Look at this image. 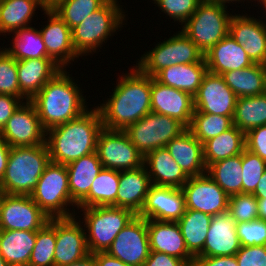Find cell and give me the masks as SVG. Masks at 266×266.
Segmentation results:
<instances>
[{
    "instance_id": "obj_31",
    "label": "cell",
    "mask_w": 266,
    "mask_h": 266,
    "mask_svg": "<svg viewBox=\"0 0 266 266\" xmlns=\"http://www.w3.org/2000/svg\"><path fill=\"white\" fill-rule=\"evenodd\" d=\"M45 11L49 4L45 0H0V33H14L28 28L36 8Z\"/></svg>"
},
{
    "instance_id": "obj_18",
    "label": "cell",
    "mask_w": 266,
    "mask_h": 266,
    "mask_svg": "<svg viewBox=\"0 0 266 266\" xmlns=\"http://www.w3.org/2000/svg\"><path fill=\"white\" fill-rule=\"evenodd\" d=\"M151 112L172 117L189 128L194 113V98L151 77Z\"/></svg>"
},
{
    "instance_id": "obj_60",
    "label": "cell",
    "mask_w": 266,
    "mask_h": 266,
    "mask_svg": "<svg viewBox=\"0 0 266 266\" xmlns=\"http://www.w3.org/2000/svg\"><path fill=\"white\" fill-rule=\"evenodd\" d=\"M258 3H260L261 4V6H262V4H263V8L265 9V13H266V0H259L258 1ZM266 15V14H265ZM266 25V24H265Z\"/></svg>"
},
{
    "instance_id": "obj_56",
    "label": "cell",
    "mask_w": 266,
    "mask_h": 266,
    "mask_svg": "<svg viewBox=\"0 0 266 266\" xmlns=\"http://www.w3.org/2000/svg\"><path fill=\"white\" fill-rule=\"evenodd\" d=\"M65 266H97L93 254H89L80 261L65 265Z\"/></svg>"
},
{
    "instance_id": "obj_51",
    "label": "cell",
    "mask_w": 266,
    "mask_h": 266,
    "mask_svg": "<svg viewBox=\"0 0 266 266\" xmlns=\"http://www.w3.org/2000/svg\"><path fill=\"white\" fill-rule=\"evenodd\" d=\"M20 104H22L20 97L0 94V131Z\"/></svg>"
},
{
    "instance_id": "obj_9",
    "label": "cell",
    "mask_w": 266,
    "mask_h": 266,
    "mask_svg": "<svg viewBox=\"0 0 266 266\" xmlns=\"http://www.w3.org/2000/svg\"><path fill=\"white\" fill-rule=\"evenodd\" d=\"M203 60V52L182 31H179L166 41L157 44L151 51L143 54L137 61L136 67L142 73L154 77L164 68L178 64L202 62Z\"/></svg>"
},
{
    "instance_id": "obj_29",
    "label": "cell",
    "mask_w": 266,
    "mask_h": 266,
    "mask_svg": "<svg viewBox=\"0 0 266 266\" xmlns=\"http://www.w3.org/2000/svg\"><path fill=\"white\" fill-rule=\"evenodd\" d=\"M208 72L205 60L190 64L173 65L159 71L153 78L159 83L182 90L194 97Z\"/></svg>"
},
{
    "instance_id": "obj_25",
    "label": "cell",
    "mask_w": 266,
    "mask_h": 266,
    "mask_svg": "<svg viewBox=\"0 0 266 266\" xmlns=\"http://www.w3.org/2000/svg\"><path fill=\"white\" fill-rule=\"evenodd\" d=\"M151 186L152 183L144 165L134 170L120 171L116 207L130 209L138 215Z\"/></svg>"
},
{
    "instance_id": "obj_57",
    "label": "cell",
    "mask_w": 266,
    "mask_h": 266,
    "mask_svg": "<svg viewBox=\"0 0 266 266\" xmlns=\"http://www.w3.org/2000/svg\"><path fill=\"white\" fill-rule=\"evenodd\" d=\"M258 219L266 221V199H257Z\"/></svg>"
},
{
    "instance_id": "obj_27",
    "label": "cell",
    "mask_w": 266,
    "mask_h": 266,
    "mask_svg": "<svg viewBox=\"0 0 266 266\" xmlns=\"http://www.w3.org/2000/svg\"><path fill=\"white\" fill-rule=\"evenodd\" d=\"M144 166L152 185L155 186L182 188L189 179L166 147L147 153L144 156Z\"/></svg>"
},
{
    "instance_id": "obj_38",
    "label": "cell",
    "mask_w": 266,
    "mask_h": 266,
    "mask_svg": "<svg viewBox=\"0 0 266 266\" xmlns=\"http://www.w3.org/2000/svg\"><path fill=\"white\" fill-rule=\"evenodd\" d=\"M233 125L244 134L256 127L266 125V93L252 97H238Z\"/></svg>"
},
{
    "instance_id": "obj_33",
    "label": "cell",
    "mask_w": 266,
    "mask_h": 266,
    "mask_svg": "<svg viewBox=\"0 0 266 266\" xmlns=\"http://www.w3.org/2000/svg\"><path fill=\"white\" fill-rule=\"evenodd\" d=\"M237 97H252L266 93V65L254 63L250 67L221 75Z\"/></svg>"
},
{
    "instance_id": "obj_41",
    "label": "cell",
    "mask_w": 266,
    "mask_h": 266,
    "mask_svg": "<svg viewBox=\"0 0 266 266\" xmlns=\"http://www.w3.org/2000/svg\"><path fill=\"white\" fill-rule=\"evenodd\" d=\"M233 126V116H222L194 110L189 130L202 144Z\"/></svg>"
},
{
    "instance_id": "obj_48",
    "label": "cell",
    "mask_w": 266,
    "mask_h": 266,
    "mask_svg": "<svg viewBox=\"0 0 266 266\" xmlns=\"http://www.w3.org/2000/svg\"><path fill=\"white\" fill-rule=\"evenodd\" d=\"M235 257L238 266H266V246H241Z\"/></svg>"
},
{
    "instance_id": "obj_21",
    "label": "cell",
    "mask_w": 266,
    "mask_h": 266,
    "mask_svg": "<svg viewBox=\"0 0 266 266\" xmlns=\"http://www.w3.org/2000/svg\"><path fill=\"white\" fill-rule=\"evenodd\" d=\"M48 17L47 25L39 30L44 41L47 55L62 69L79 58L72 43L71 29L65 22L50 8L44 11Z\"/></svg>"
},
{
    "instance_id": "obj_13",
    "label": "cell",
    "mask_w": 266,
    "mask_h": 266,
    "mask_svg": "<svg viewBox=\"0 0 266 266\" xmlns=\"http://www.w3.org/2000/svg\"><path fill=\"white\" fill-rule=\"evenodd\" d=\"M0 138L10 147L37 146L46 143V130L41 125L34 104L23 101L0 131Z\"/></svg>"
},
{
    "instance_id": "obj_30",
    "label": "cell",
    "mask_w": 266,
    "mask_h": 266,
    "mask_svg": "<svg viewBox=\"0 0 266 266\" xmlns=\"http://www.w3.org/2000/svg\"><path fill=\"white\" fill-rule=\"evenodd\" d=\"M71 199L78 205L88 194L103 166L97 152L66 165Z\"/></svg>"
},
{
    "instance_id": "obj_22",
    "label": "cell",
    "mask_w": 266,
    "mask_h": 266,
    "mask_svg": "<svg viewBox=\"0 0 266 266\" xmlns=\"http://www.w3.org/2000/svg\"><path fill=\"white\" fill-rule=\"evenodd\" d=\"M236 221L228 211L212 217L203 251L199 256H230L241 248Z\"/></svg>"
},
{
    "instance_id": "obj_42",
    "label": "cell",
    "mask_w": 266,
    "mask_h": 266,
    "mask_svg": "<svg viewBox=\"0 0 266 266\" xmlns=\"http://www.w3.org/2000/svg\"><path fill=\"white\" fill-rule=\"evenodd\" d=\"M56 218L36 231V242L29 259L30 266H55Z\"/></svg>"
},
{
    "instance_id": "obj_26",
    "label": "cell",
    "mask_w": 266,
    "mask_h": 266,
    "mask_svg": "<svg viewBox=\"0 0 266 266\" xmlns=\"http://www.w3.org/2000/svg\"><path fill=\"white\" fill-rule=\"evenodd\" d=\"M61 70L51 58L17 60L20 92L31 100Z\"/></svg>"
},
{
    "instance_id": "obj_6",
    "label": "cell",
    "mask_w": 266,
    "mask_h": 266,
    "mask_svg": "<svg viewBox=\"0 0 266 266\" xmlns=\"http://www.w3.org/2000/svg\"><path fill=\"white\" fill-rule=\"evenodd\" d=\"M30 197L49 218L76 216L66 208L68 205L77 206L70 196L66 165L50 162Z\"/></svg>"
},
{
    "instance_id": "obj_55",
    "label": "cell",
    "mask_w": 266,
    "mask_h": 266,
    "mask_svg": "<svg viewBox=\"0 0 266 266\" xmlns=\"http://www.w3.org/2000/svg\"><path fill=\"white\" fill-rule=\"evenodd\" d=\"M257 199H266V170L252 193Z\"/></svg>"
},
{
    "instance_id": "obj_7",
    "label": "cell",
    "mask_w": 266,
    "mask_h": 266,
    "mask_svg": "<svg viewBox=\"0 0 266 266\" xmlns=\"http://www.w3.org/2000/svg\"><path fill=\"white\" fill-rule=\"evenodd\" d=\"M80 209L84 213L83 227L87 228L85 235L90 254L106 252L117 234L136 216L130 209L114 206Z\"/></svg>"
},
{
    "instance_id": "obj_14",
    "label": "cell",
    "mask_w": 266,
    "mask_h": 266,
    "mask_svg": "<svg viewBox=\"0 0 266 266\" xmlns=\"http://www.w3.org/2000/svg\"><path fill=\"white\" fill-rule=\"evenodd\" d=\"M130 266H143L149 257L147 220L136 215L116 236L106 251Z\"/></svg>"
},
{
    "instance_id": "obj_61",
    "label": "cell",
    "mask_w": 266,
    "mask_h": 266,
    "mask_svg": "<svg viewBox=\"0 0 266 266\" xmlns=\"http://www.w3.org/2000/svg\"><path fill=\"white\" fill-rule=\"evenodd\" d=\"M48 4H50L53 0H45Z\"/></svg>"
},
{
    "instance_id": "obj_10",
    "label": "cell",
    "mask_w": 266,
    "mask_h": 266,
    "mask_svg": "<svg viewBox=\"0 0 266 266\" xmlns=\"http://www.w3.org/2000/svg\"><path fill=\"white\" fill-rule=\"evenodd\" d=\"M186 129L181 122L172 117L150 112L131 124L125 132L132 144L145 156L153 150L165 147Z\"/></svg>"
},
{
    "instance_id": "obj_28",
    "label": "cell",
    "mask_w": 266,
    "mask_h": 266,
    "mask_svg": "<svg viewBox=\"0 0 266 266\" xmlns=\"http://www.w3.org/2000/svg\"><path fill=\"white\" fill-rule=\"evenodd\" d=\"M165 147L189 177L206 173L203 144L194 137L188 128L173 138Z\"/></svg>"
},
{
    "instance_id": "obj_3",
    "label": "cell",
    "mask_w": 266,
    "mask_h": 266,
    "mask_svg": "<svg viewBox=\"0 0 266 266\" xmlns=\"http://www.w3.org/2000/svg\"><path fill=\"white\" fill-rule=\"evenodd\" d=\"M67 73L62 69L30 100L46 131L88 110L78 84Z\"/></svg>"
},
{
    "instance_id": "obj_1",
    "label": "cell",
    "mask_w": 266,
    "mask_h": 266,
    "mask_svg": "<svg viewBox=\"0 0 266 266\" xmlns=\"http://www.w3.org/2000/svg\"><path fill=\"white\" fill-rule=\"evenodd\" d=\"M124 75L116 83L111 98L97 106L103 128L108 130L125 131L151 112V76L136 66Z\"/></svg>"
},
{
    "instance_id": "obj_23",
    "label": "cell",
    "mask_w": 266,
    "mask_h": 266,
    "mask_svg": "<svg viewBox=\"0 0 266 266\" xmlns=\"http://www.w3.org/2000/svg\"><path fill=\"white\" fill-rule=\"evenodd\" d=\"M150 251L166 253L193 265L194 257L189 253L177 222L147 219Z\"/></svg>"
},
{
    "instance_id": "obj_8",
    "label": "cell",
    "mask_w": 266,
    "mask_h": 266,
    "mask_svg": "<svg viewBox=\"0 0 266 266\" xmlns=\"http://www.w3.org/2000/svg\"><path fill=\"white\" fill-rule=\"evenodd\" d=\"M227 7L203 0L182 25V32L205 54L229 34L232 14Z\"/></svg>"
},
{
    "instance_id": "obj_16",
    "label": "cell",
    "mask_w": 266,
    "mask_h": 266,
    "mask_svg": "<svg viewBox=\"0 0 266 266\" xmlns=\"http://www.w3.org/2000/svg\"><path fill=\"white\" fill-rule=\"evenodd\" d=\"M194 98V110L222 116H234L237 95L221 75L207 72Z\"/></svg>"
},
{
    "instance_id": "obj_20",
    "label": "cell",
    "mask_w": 266,
    "mask_h": 266,
    "mask_svg": "<svg viewBox=\"0 0 266 266\" xmlns=\"http://www.w3.org/2000/svg\"><path fill=\"white\" fill-rule=\"evenodd\" d=\"M265 22L251 16L233 15L229 34L242 45L253 63L266 65V25Z\"/></svg>"
},
{
    "instance_id": "obj_45",
    "label": "cell",
    "mask_w": 266,
    "mask_h": 266,
    "mask_svg": "<svg viewBox=\"0 0 266 266\" xmlns=\"http://www.w3.org/2000/svg\"><path fill=\"white\" fill-rule=\"evenodd\" d=\"M228 212L236 223L257 220V198L247 193L232 195L228 201Z\"/></svg>"
},
{
    "instance_id": "obj_43",
    "label": "cell",
    "mask_w": 266,
    "mask_h": 266,
    "mask_svg": "<svg viewBox=\"0 0 266 266\" xmlns=\"http://www.w3.org/2000/svg\"><path fill=\"white\" fill-rule=\"evenodd\" d=\"M0 94L20 97L23 101L27 98L20 92L17 60L13 58L5 49H0Z\"/></svg>"
},
{
    "instance_id": "obj_24",
    "label": "cell",
    "mask_w": 266,
    "mask_h": 266,
    "mask_svg": "<svg viewBox=\"0 0 266 266\" xmlns=\"http://www.w3.org/2000/svg\"><path fill=\"white\" fill-rule=\"evenodd\" d=\"M204 60L210 73L222 75L225 72L244 69L254 63L246 54L242 45L228 34L205 54Z\"/></svg>"
},
{
    "instance_id": "obj_4",
    "label": "cell",
    "mask_w": 266,
    "mask_h": 266,
    "mask_svg": "<svg viewBox=\"0 0 266 266\" xmlns=\"http://www.w3.org/2000/svg\"><path fill=\"white\" fill-rule=\"evenodd\" d=\"M50 162L46 143L11 147L7 167L0 182V193L30 196Z\"/></svg>"
},
{
    "instance_id": "obj_11",
    "label": "cell",
    "mask_w": 266,
    "mask_h": 266,
    "mask_svg": "<svg viewBox=\"0 0 266 266\" xmlns=\"http://www.w3.org/2000/svg\"><path fill=\"white\" fill-rule=\"evenodd\" d=\"M96 152L103 168L124 171L144 165V156L122 130L103 128L98 134Z\"/></svg>"
},
{
    "instance_id": "obj_15",
    "label": "cell",
    "mask_w": 266,
    "mask_h": 266,
    "mask_svg": "<svg viewBox=\"0 0 266 266\" xmlns=\"http://www.w3.org/2000/svg\"><path fill=\"white\" fill-rule=\"evenodd\" d=\"M181 189L186 209L212 216L228 211L229 196L207 173L189 177Z\"/></svg>"
},
{
    "instance_id": "obj_44",
    "label": "cell",
    "mask_w": 266,
    "mask_h": 266,
    "mask_svg": "<svg viewBox=\"0 0 266 266\" xmlns=\"http://www.w3.org/2000/svg\"><path fill=\"white\" fill-rule=\"evenodd\" d=\"M242 193L252 194L266 170V161L246 148L242 152Z\"/></svg>"
},
{
    "instance_id": "obj_5",
    "label": "cell",
    "mask_w": 266,
    "mask_h": 266,
    "mask_svg": "<svg viewBox=\"0 0 266 266\" xmlns=\"http://www.w3.org/2000/svg\"><path fill=\"white\" fill-rule=\"evenodd\" d=\"M117 2V0H107L99 9L71 29L72 43L79 56L96 52L97 48H101L103 42L112 36L111 34L122 27L126 15Z\"/></svg>"
},
{
    "instance_id": "obj_58",
    "label": "cell",
    "mask_w": 266,
    "mask_h": 266,
    "mask_svg": "<svg viewBox=\"0 0 266 266\" xmlns=\"http://www.w3.org/2000/svg\"><path fill=\"white\" fill-rule=\"evenodd\" d=\"M207 1H209V2H212V3H217V4H221V5H223V6H225V7H227V5H226V3H230V2H235V1H239V2H241V1H243V0H207ZM245 1V0H244ZM254 1H256V0H254ZM258 1V0H257Z\"/></svg>"
},
{
    "instance_id": "obj_50",
    "label": "cell",
    "mask_w": 266,
    "mask_h": 266,
    "mask_svg": "<svg viewBox=\"0 0 266 266\" xmlns=\"http://www.w3.org/2000/svg\"><path fill=\"white\" fill-rule=\"evenodd\" d=\"M143 266H190L186 261L166 253L150 251Z\"/></svg>"
},
{
    "instance_id": "obj_49",
    "label": "cell",
    "mask_w": 266,
    "mask_h": 266,
    "mask_svg": "<svg viewBox=\"0 0 266 266\" xmlns=\"http://www.w3.org/2000/svg\"><path fill=\"white\" fill-rule=\"evenodd\" d=\"M245 148L266 161V125L256 127L245 134Z\"/></svg>"
},
{
    "instance_id": "obj_40",
    "label": "cell",
    "mask_w": 266,
    "mask_h": 266,
    "mask_svg": "<svg viewBox=\"0 0 266 266\" xmlns=\"http://www.w3.org/2000/svg\"><path fill=\"white\" fill-rule=\"evenodd\" d=\"M107 0H53L49 7L70 28L80 24L88 15L99 9Z\"/></svg>"
},
{
    "instance_id": "obj_36",
    "label": "cell",
    "mask_w": 266,
    "mask_h": 266,
    "mask_svg": "<svg viewBox=\"0 0 266 266\" xmlns=\"http://www.w3.org/2000/svg\"><path fill=\"white\" fill-rule=\"evenodd\" d=\"M119 179L120 171L102 168L93 181L89 194L77 205V208L92 206L116 207Z\"/></svg>"
},
{
    "instance_id": "obj_54",
    "label": "cell",
    "mask_w": 266,
    "mask_h": 266,
    "mask_svg": "<svg viewBox=\"0 0 266 266\" xmlns=\"http://www.w3.org/2000/svg\"><path fill=\"white\" fill-rule=\"evenodd\" d=\"M10 148L11 147L7 144V142L4 139L0 138V182L2 181L7 167Z\"/></svg>"
},
{
    "instance_id": "obj_2",
    "label": "cell",
    "mask_w": 266,
    "mask_h": 266,
    "mask_svg": "<svg viewBox=\"0 0 266 266\" xmlns=\"http://www.w3.org/2000/svg\"><path fill=\"white\" fill-rule=\"evenodd\" d=\"M102 129V119L97 107L86 110L71 121L48 129L46 144L50 161L67 165L96 152L98 134Z\"/></svg>"
},
{
    "instance_id": "obj_37",
    "label": "cell",
    "mask_w": 266,
    "mask_h": 266,
    "mask_svg": "<svg viewBox=\"0 0 266 266\" xmlns=\"http://www.w3.org/2000/svg\"><path fill=\"white\" fill-rule=\"evenodd\" d=\"M242 154L229 157L206 167L207 175L230 197L242 193Z\"/></svg>"
},
{
    "instance_id": "obj_47",
    "label": "cell",
    "mask_w": 266,
    "mask_h": 266,
    "mask_svg": "<svg viewBox=\"0 0 266 266\" xmlns=\"http://www.w3.org/2000/svg\"><path fill=\"white\" fill-rule=\"evenodd\" d=\"M236 232L241 246H266V221L264 220L239 222Z\"/></svg>"
},
{
    "instance_id": "obj_19",
    "label": "cell",
    "mask_w": 266,
    "mask_h": 266,
    "mask_svg": "<svg viewBox=\"0 0 266 266\" xmlns=\"http://www.w3.org/2000/svg\"><path fill=\"white\" fill-rule=\"evenodd\" d=\"M185 196L181 188L152 185L139 217L177 222L185 212Z\"/></svg>"
},
{
    "instance_id": "obj_12",
    "label": "cell",
    "mask_w": 266,
    "mask_h": 266,
    "mask_svg": "<svg viewBox=\"0 0 266 266\" xmlns=\"http://www.w3.org/2000/svg\"><path fill=\"white\" fill-rule=\"evenodd\" d=\"M49 220L29 195L0 193V230L38 231Z\"/></svg>"
},
{
    "instance_id": "obj_32",
    "label": "cell",
    "mask_w": 266,
    "mask_h": 266,
    "mask_svg": "<svg viewBox=\"0 0 266 266\" xmlns=\"http://www.w3.org/2000/svg\"><path fill=\"white\" fill-rule=\"evenodd\" d=\"M36 231L0 230V256L9 266L28 265Z\"/></svg>"
},
{
    "instance_id": "obj_34",
    "label": "cell",
    "mask_w": 266,
    "mask_h": 266,
    "mask_svg": "<svg viewBox=\"0 0 266 266\" xmlns=\"http://www.w3.org/2000/svg\"><path fill=\"white\" fill-rule=\"evenodd\" d=\"M245 149V134L235 125L220 135L203 143V158L206 167L217 161L242 154Z\"/></svg>"
},
{
    "instance_id": "obj_59",
    "label": "cell",
    "mask_w": 266,
    "mask_h": 266,
    "mask_svg": "<svg viewBox=\"0 0 266 266\" xmlns=\"http://www.w3.org/2000/svg\"><path fill=\"white\" fill-rule=\"evenodd\" d=\"M0 266H9L8 263L0 256Z\"/></svg>"
},
{
    "instance_id": "obj_46",
    "label": "cell",
    "mask_w": 266,
    "mask_h": 266,
    "mask_svg": "<svg viewBox=\"0 0 266 266\" xmlns=\"http://www.w3.org/2000/svg\"><path fill=\"white\" fill-rule=\"evenodd\" d=\"M161 12L183 25L203 0H153Z\"/></svg>"
},
{
    "instance_id": "obj_39",
    "label": "cell",
    "mask_w": 266,
    "mask_h": 266,
    "mask_svg": "<svg viewBox=\"0 0 266 266\" xmlns=\"http://www.w3.org/2000/svg\"><path fill=\"white\" fill-rule=\"evenodd\" d=\"M12 48H4L16 60L49 58L42 36L34 27L14 32Z\"/></svg>"
},
{
    "instance_id": "obj_17",
    "label": "cell",
    "mask_w": 266,
    "mask_h": 266,
    "mask_svg": "<svg viewBox=\"0 0 266 266\" xmlns=\"http://www.w3.org/2000/svg\"><path fill=\"white\" fill-rule=\"evenodd\" d=\"M76 217L56 218L55 266H65L82 260L90 254L85 228Z\"/></svg>"
},
{
    "instance_id": "obj_52",
    "label": "cell",
    "mask_w": 266,
    "mask_h": 266,
    "mask_svg": "<svg viewBox=\"0 0 266 266\" xmlns=\"http://www.w3.org/2000/svg\"><path fill=\"white\" fill-rule=\"evenodd\" d=\"M192 266H238L235 255L230 256H197Z\"/></svg>"
},
{
    "instance_id": "obj_53",
    "label": "cell",
    "mask_w": 266,
    "mask_h": 266,
    "mask_svg": "<svg viewBox=\"0 0 266 266\" xmlns=\"http://www.w3.org/2000/svg\"><path fill=\"white\" fill-rule=\"evenodd\" d=\"M93 255L97 266H130L109 255L107 252H96Z\"/></svg>"
},
{
    "instance_id": "obj_35",
    "label": "cell",
    "mask_w": 266,
    "mask_h": 266,
    "mask_svg": "<svg viewBox=\"0 0 266 266\" xmlns=\"http://www.w3.org/2000/svg\"><path fill=\"white\" fill-rule=\"evenodd\" d=\"M212 217L201 211L185 209L184 215L177 221L185 245L194 258L203 251Z\"/></svg>"
}]
</instances>
